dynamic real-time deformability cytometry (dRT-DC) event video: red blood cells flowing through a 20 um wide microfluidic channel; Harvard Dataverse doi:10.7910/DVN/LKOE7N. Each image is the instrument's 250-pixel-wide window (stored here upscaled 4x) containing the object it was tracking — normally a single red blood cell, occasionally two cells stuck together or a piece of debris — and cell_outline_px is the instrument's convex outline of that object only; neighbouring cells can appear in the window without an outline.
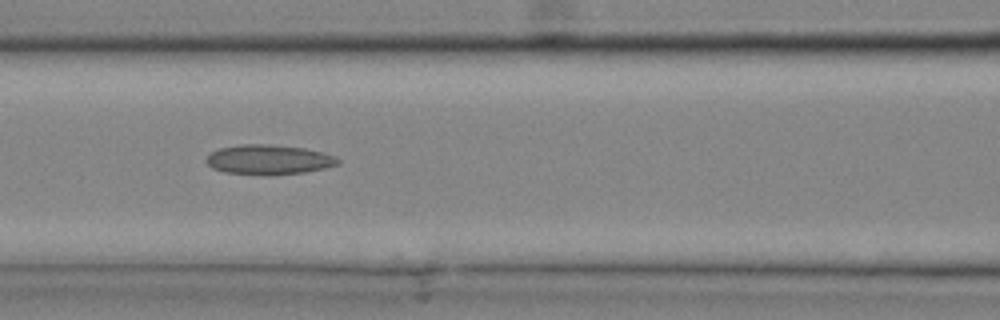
{"species": "common noctule bat (a hibernating species)", "species_latin": "Nyctalus noctula", "temperature_condition": "cold", "stored_images_in_passage": 29, "camera_frame_rate_fps": 3000, "um_per_image_px": 0.085, "animal": {"sex": "male", "body_mass_g": 20.4}, "frame": {"image": 1, "passage_image": 13, "time_ms": 4.0, "image_size_px": [1000, 320], "cell_outline_px": [[340, 164], [324, 168], [304, 172], [272, 176], [268, 176], [224, 172], [212, 168], [204, 160], [212, 152], [220, 148], [240, 144], [268, 144], [304, 148], [324, 152], [336, 156], [340, 160]], "centroid_in_image_um": [22.86, 13.58], "position_along_channel_um": 143.7, "area_um2": 23.12}}
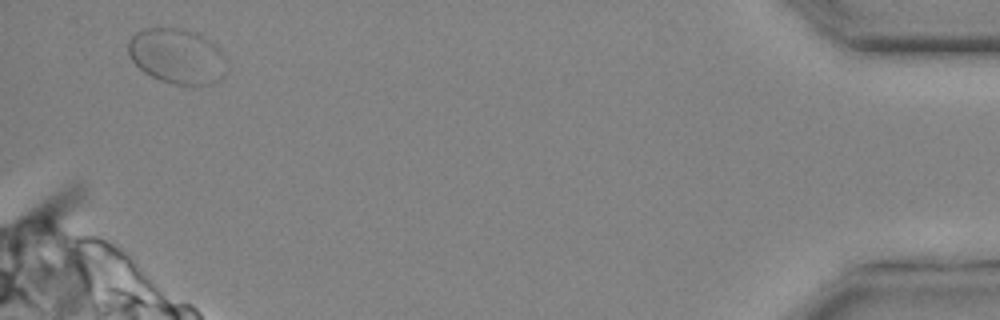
{"frame": {"image": 2, "passage_image": 29, "time_ms": 9.333, "image_size_px": [1000, 320], "cell_outline_px": [[228, 68], [224, 76], [212, 84], [172, 84], [160, 80], [144, 72], [132, 60], [128, 52], [128, 40], [136, 32], [144, 28], [180, 28], [196, 32], [204, 36], [228, 60]], "centroid_in_image_um": [15.06, 4.77], "position_along_channel_um": 420.1, "area_um2": 31.67}}